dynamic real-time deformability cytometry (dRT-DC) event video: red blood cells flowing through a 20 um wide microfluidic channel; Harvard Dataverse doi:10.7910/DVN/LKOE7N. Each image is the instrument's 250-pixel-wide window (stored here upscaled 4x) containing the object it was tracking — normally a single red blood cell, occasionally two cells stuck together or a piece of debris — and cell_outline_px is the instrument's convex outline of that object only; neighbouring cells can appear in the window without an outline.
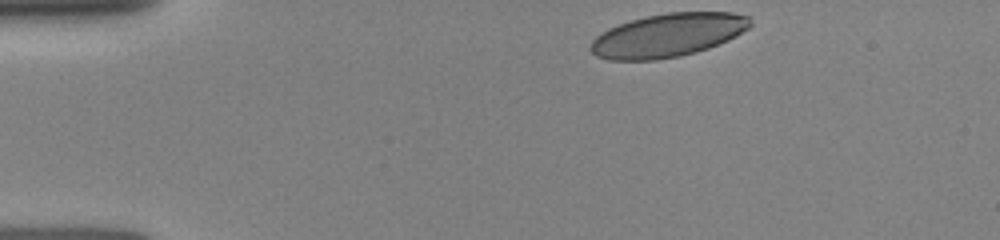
{"species": "human", "species_latin": "Homo sapiens", "temperature_condition": "room temperature", "stored_images_in_passage": 50, "camera_frame_rate_fps": 3000, "um_per_image_px": 0.085, "donor": {"sex": "female"}, "frame": {"image": 1, "passage_image": 1, "time_ms": 0.0, "image_size_px": [1000, 240], "cell_outline_px": [[752, 24], [748, 28], [736, 36], [728, 40], [708, 48], [696, 52], [680, 56], [656, 60], [608, 60], [596, 56], [588, 48], [592, 40], [600, 32], [608, 28], [632, 20], [648, 16], [668, 12], [732, 12], [748, 16]], "centroid_in_image_um": [56.75, 3.0], "position_along_channel_um": 28.3, "area_um2": 40.46}}
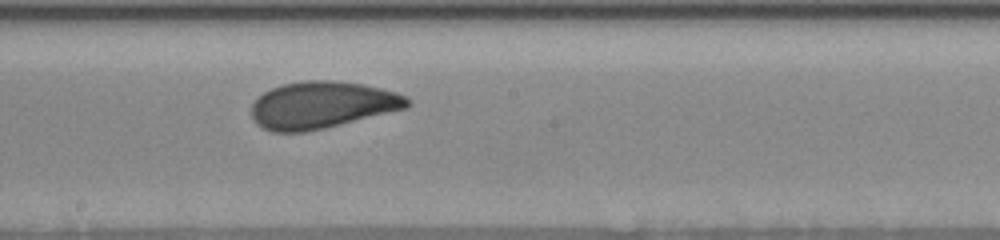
{"frame": {"image": 2, "passage_image": 24, "time_ms": 6.333, "image_size_px": [1000, 240], "cell_outline_px": [[412, 104], [408, 108], [324, 128], [304, 132], [272, 132], [256, 124], [252, 120], [252, 104], [264, 92], [272, 88], [284, 84], [304, 80], [336, 80], [360, 84], [380, 88], [396, 92], [412, 100]], "centroid_in_image_um": [27.38, 8.93], "position_along_channel_um": 220.8, "area_um2": 42.66}}
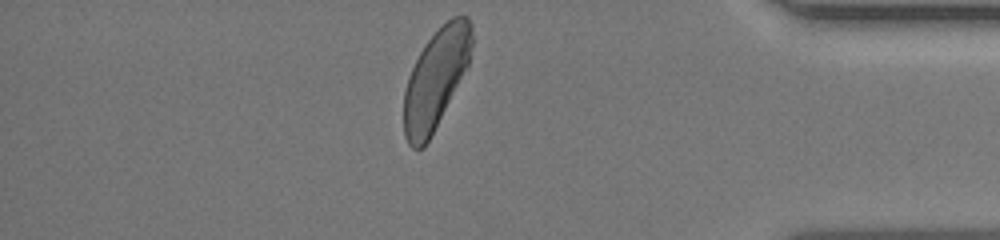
{"frame": {"image": 3, "passage_image": 48, "time_ms": 11.333, "image_size_px": [1000, 240], "cell_outline_px": [[472, 44], [468, 64], [424, 148], [412, 148], [408, 144], [404, 136], [404, 92], [408, 76], [424, 44], [452, 16], [468, 16], [472, 24]], "centroid_in_image_um": [37.02, 6.69], "position_along_channel_um": 398.2, "area_um2": 38.49}}